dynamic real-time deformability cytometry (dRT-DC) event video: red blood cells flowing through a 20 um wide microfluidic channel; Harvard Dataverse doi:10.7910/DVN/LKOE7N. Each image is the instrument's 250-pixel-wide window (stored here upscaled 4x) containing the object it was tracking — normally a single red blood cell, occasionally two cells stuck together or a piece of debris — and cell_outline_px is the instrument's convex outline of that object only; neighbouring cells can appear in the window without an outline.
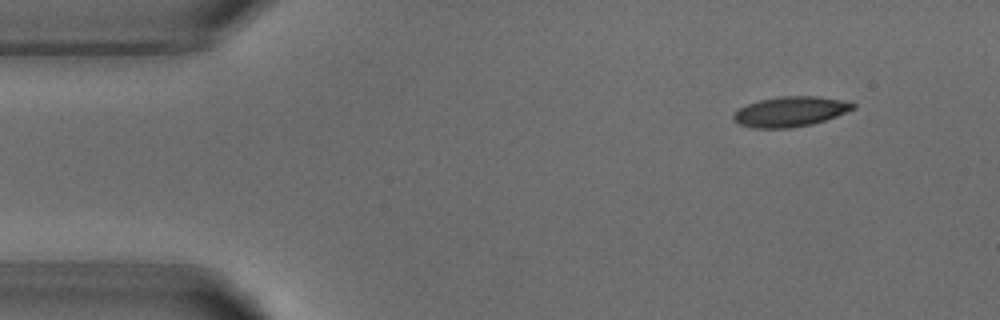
{"species": "common noctule bat (a hibernating species)", "species_latin": "Nyctalus noctula", "temperature_condition": "warm", "stored_images_in_passage": 4, "camera_frame_rate_fps": 3000, "um_per_image_px": 0.085, "animal": {"sex": "male", "body_mass_g": 18.8}, "frame": {"image": 1, "passage_image": 1, "time_ms": 0.0, "image_size_px": [1000, 320], "cell_outline_px": [[856, 108], [836, 116], [812, 124], [788, 128], [752, 128], [740, 124], [732, 120], [732, 116], [740, 108], [748, 104], [760, 100], [780, 96], [816, 96], [840, 100], [856, 104]], "centroid_in_image_um": [67.16, 9.49], "position_along_channel_um": 17.8, "area_um2": 20.75}}
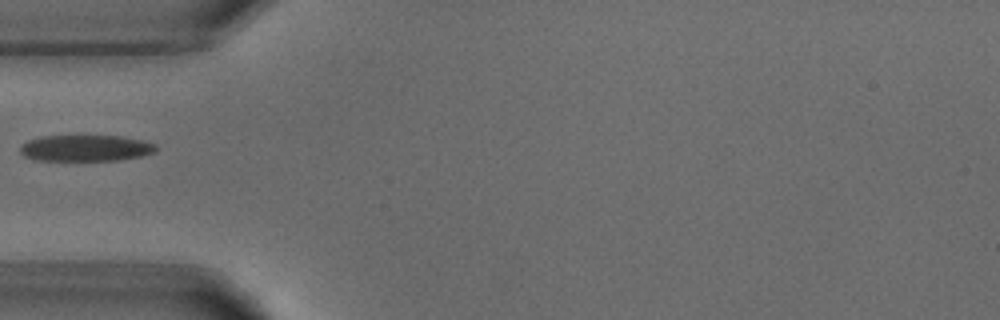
{"frame": {"image": 2, "passage_image": 4, "time_ms": 3.667, "image_size_px": [1000, 320], "cell_outline_px": [[156, 152], [140, 156], [120, 160], [36, 160], [24, 156], [20, 152], [20, 144], [28, 140], [40, 136], [120, 136], [144, 140], [156, 144]], "centroid_in_image_um": [7.27, 12.58], "position_along_channel_um": 77.7, "area_um2": 20.87}}